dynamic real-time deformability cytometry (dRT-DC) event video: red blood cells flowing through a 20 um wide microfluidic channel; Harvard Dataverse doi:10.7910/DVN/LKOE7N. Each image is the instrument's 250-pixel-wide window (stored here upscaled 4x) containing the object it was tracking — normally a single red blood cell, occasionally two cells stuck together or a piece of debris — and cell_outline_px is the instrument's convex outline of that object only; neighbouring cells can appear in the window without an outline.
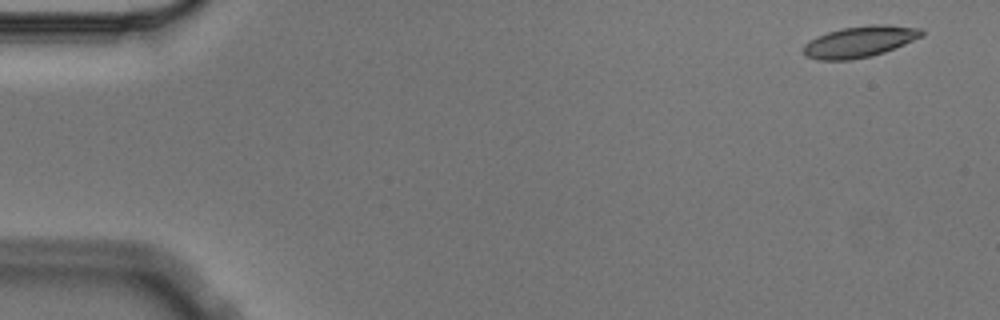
{"species": "Egyptian fruit bat (a non-hibernating species)", "species_latin": "Rousettus aegyptiacus", "temperature_condition": "cold", "stored_images_in_passage": 5, "camera_frame_rate_fps": 3000, "um_per_image_px": 0.085, "animal": {"sex": "male"}, "frame": {"image": 1, "passage_image": 1, "time_ms": 0.0, "image_size_px": [1000, 320], "cell_outline_px": [[924, 36], [884, 52], [872, 56], [852, 60], [816, 60], [804, 56], [804, 44], [816, 36], [840, 28], [872, 24], [888, 24], [924, 28]], "centroid_in_image_um": [73.09, 3.53], "position_along_channel_um": 11.9, "area_um2": 21.85}}
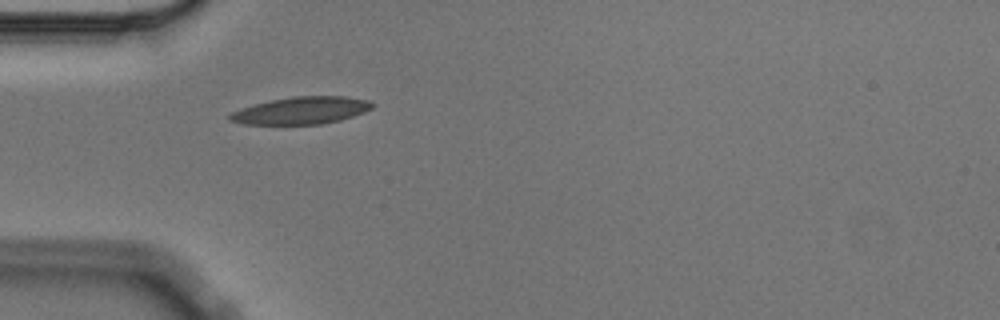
{"frame": {"image": 2, "passage_image": 5, "time_ms": 1.333, "image_size_px": [1000, 320], "cell_outline_px": [[376, 104], [372, 108], [364, 112], [340, 120], [320, 124], [244, 124], [228, 120], [228, 116], [232, 112], [240, 108], [272, 100], [292, 96], [344, 96], [368, 100]], "centroid_in_image_um": [25.62, 9.39], "position_along_channel_um": 59.4, "area_um2": 22.54}}